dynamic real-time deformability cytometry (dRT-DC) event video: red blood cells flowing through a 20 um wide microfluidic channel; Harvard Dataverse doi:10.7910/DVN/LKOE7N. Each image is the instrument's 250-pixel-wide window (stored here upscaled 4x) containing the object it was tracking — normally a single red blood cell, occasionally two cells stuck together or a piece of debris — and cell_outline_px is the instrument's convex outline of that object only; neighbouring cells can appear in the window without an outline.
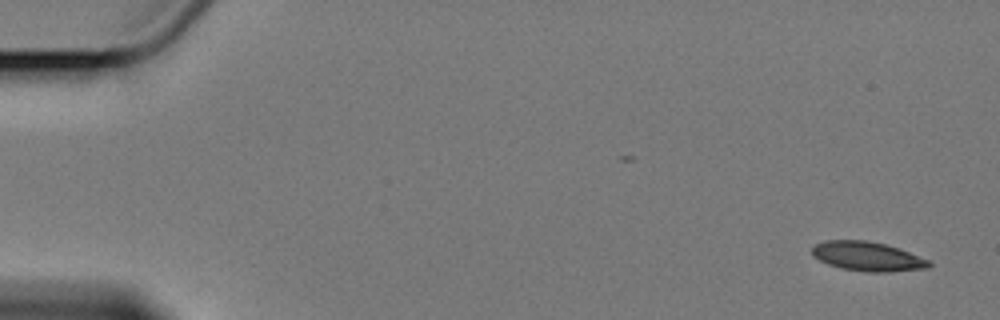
{"species": "Egyptian fruit bat (a non-hibernating species)", "species_latin": "Rousettus aegyptiacus", "temperature_condition": "cold", "stored_images_in_passage": 6, "camera_frame_rate_fps": 3000, "um_per_image_px": 0.085, "animal": {"sex": "female"}, "frame": {"image": 1, "passage_image": 1, "time_ms": 0.0, "image_size_px": [1000, 320], "cell_outline_px": [[932, 264], [928, 268], [888, 272], [868, 272], [840, 268], [828, 264], [812, 256], [812, 248], [816, 244], [824, 240], [864, 240], [884, 244], [908, 252], [928, 260]], "centroid_in_image_um": [73.7, 21.8], "position_along_channel_um": 11.3, "area_um2": 19.77}}
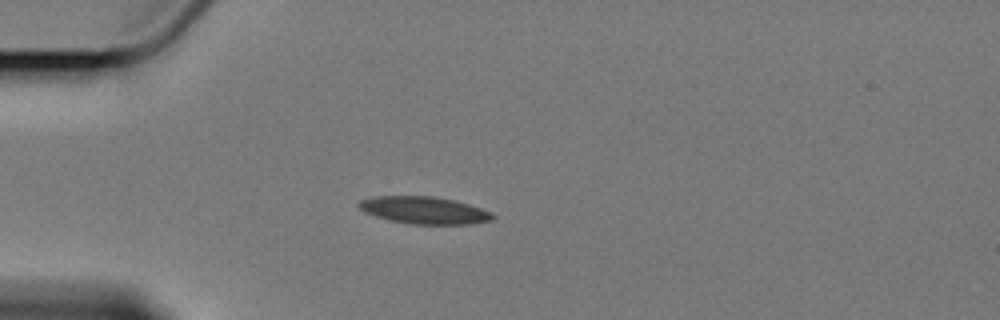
{"frame": {"image": 2, "passage_image": 5, "time_ms": 4.667, "image_size_px": [1000, 320], "cell_outline_px": [[496, 216], [492, 220], [472, 224], [412, 224], [392, 220], [376, 216], [364, 212], [356, 204], [360, 200], [372, 196], [436, 196], [468, 204], [492, 212]], "centroid_in_image_um": [36.06, 17.86], "position_along_channel_um": 48.9, "area_um2": 21.21}}